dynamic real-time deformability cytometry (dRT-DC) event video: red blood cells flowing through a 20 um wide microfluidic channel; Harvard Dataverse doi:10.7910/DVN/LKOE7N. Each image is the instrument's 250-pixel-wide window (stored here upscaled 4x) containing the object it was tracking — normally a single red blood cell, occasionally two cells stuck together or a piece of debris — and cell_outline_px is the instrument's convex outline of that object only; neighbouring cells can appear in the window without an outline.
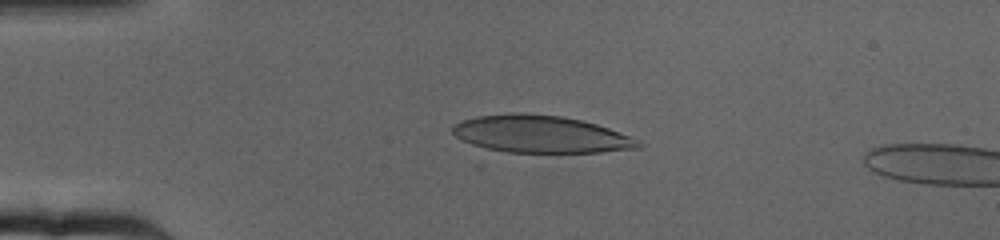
{"species": "human", "species_latin": "Homo sapiens", "temperature_condition": "cold", "stored_images_in_passage": 18, "camera_frame_rate_fps": 3000, "um_per_image_px": 0.085, "donor": {"sex": "female"}, "frame": {"image": 1, "passage_image": 13, "time_ms": 4.0, "image_size_px": [1000, 240], "cell_outline_px": [[644, 144], [640, 148], [600, 152], [508, 152], [480, 148], [460, 140], [452, 132], [452, 128], [456, 124], [464, 120], [476, 116], [512, 112], [560, 116], [580, 120], [596, 124], [608, 128], [640, 140]], "centroid_in_image_um": [45.94, 11.41], "position_along_channel_um": 39.1, "area_um2": 40.34}}